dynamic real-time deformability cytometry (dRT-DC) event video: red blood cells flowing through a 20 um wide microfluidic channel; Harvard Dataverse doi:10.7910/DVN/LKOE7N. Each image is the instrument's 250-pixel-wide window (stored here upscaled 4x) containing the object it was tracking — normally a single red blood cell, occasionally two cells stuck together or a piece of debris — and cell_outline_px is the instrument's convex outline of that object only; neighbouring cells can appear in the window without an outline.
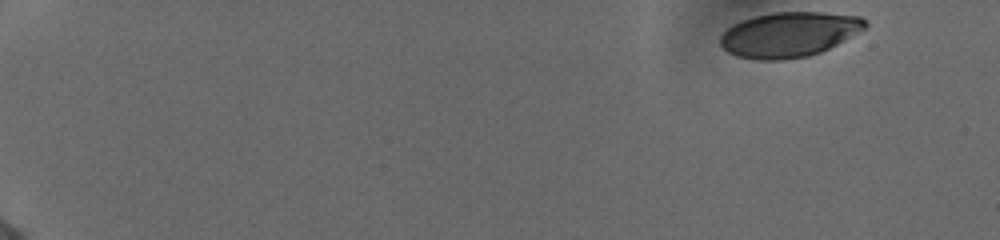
{"species": "human", "species_latin": "Homo sapiens", "temperature_condition": "cold", "stored_images_in_passage": 51, "camera_frame_rate_fps": 3000, "um_per_image_px": 0.085, "donor": {"sex": "female"}, "frame": {"image": 1, "passage_image": 1, "time_ms": 0.0, "image_size_px": [1000, 240], "cell_outline_px": [[868, 28], [820, 52], [808, 56], [784, 60], [756, 60], [736, 56], [728, 52], [720, 44], [720, 36], [732, 24], [740, 20], [772, 12], [820, 12], [860, 16], [868, 24]], "centroid_in_image_um": [67.07, 2.93], "position_along_channel_um": 17.9, "area_um2": 38.09}}
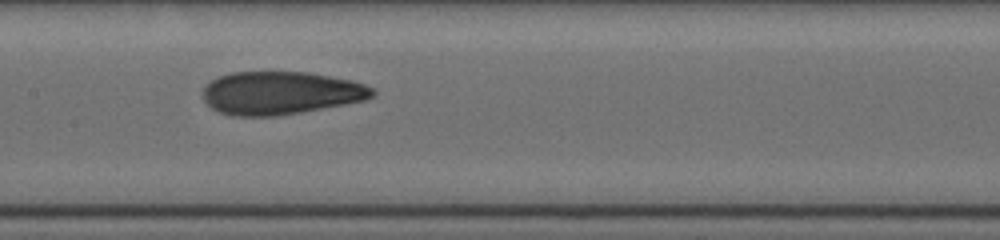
{"frame": {"image": 2, "passage_image": 27, "time_ms": 8.667, "image_size_px": [1000, 240], "cell_outline_px": [[376, 92], [372, 96], [364, 100], [344, 104], [300, 112], [276, 116], [232, 116], [220, 112], [212, 108], [204, 100], [204, 88], [212, 80], [220, 76], [232, 72], [308, 72], [352, 80], [364, 84], [372, 88]], "centroid_in_image_um": [23.86, 7.9], "position_along_channel_um": 183.5, "area_um2": 42.19}}
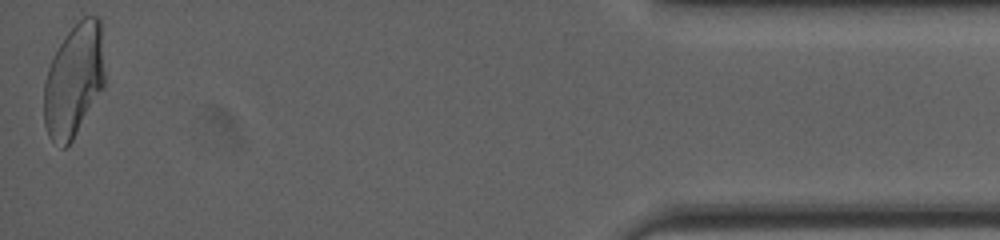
{"frame": {"image": 3, "passage_image": 51, "time_ms": 16.667, "image_size_px": [1000, 240], "cell_outline_px": [[104, 84], [72, 140], [64, 148], [60, 148], [48, 136], [44, 124], [44, 80], [48, 68], [60, 44], [68, 32], [84, 16], [100, 16], [104, 72]], "centroid_in_image_um": [6.26, 6.84], "position_along_channel_um": 428.9, "area_um2": 39.48}, "authors_computed_cell_mechanics": {"area_um2": 41.2114, "velocity_mm_per_s": 3.8985, "shape_relaxation_time_tau1_ms": 10.7099, "shape_relaxation_time_tau2_ms": 1.374, "deformation_change_tau1": 0.2757, "deformation_change_tau2": 0.0821}}